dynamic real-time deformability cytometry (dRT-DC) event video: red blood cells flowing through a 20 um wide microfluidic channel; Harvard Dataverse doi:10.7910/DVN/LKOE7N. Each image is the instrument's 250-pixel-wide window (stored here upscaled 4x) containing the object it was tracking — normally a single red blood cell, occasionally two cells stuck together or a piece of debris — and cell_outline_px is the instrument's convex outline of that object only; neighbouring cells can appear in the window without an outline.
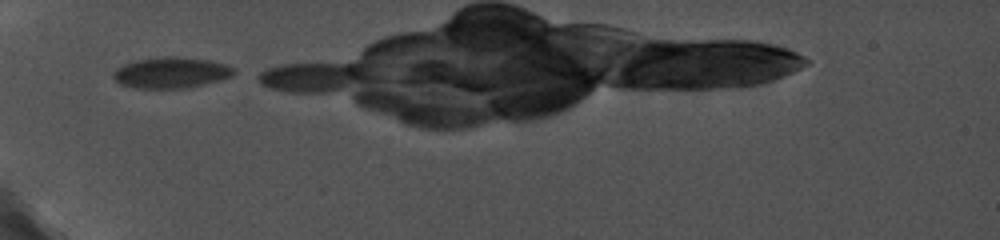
{"species": "common noctule bat (a hibernating species)", "species_latin": "Nyctalus noctula", "temperature_condition": "cold", "stored_images_in_passage": 3, "camera_frame_rate_fps": 5000, "um_per_image_px": 0.085, "animal": {"sex": "female", "body_mass_g": 19.0, "forearm_length_mm": 56.7}, "frame": {"image": 1, "passage_image": 1, "time_ms": 0.0, "image_size_px": [1000, 240], "cell_outline_px": [[236, 72], [232, 76], [220, 80], [204, 84], [184, 88], [136, 88], [120, 84], [112, 76], [112, 72], [116, 68], [132, 60], [164, 56], [172, 56], [208, 60], [228, 64], [236, 68]], "centroid_in_image_um": [14.55, 6.16], "position_along_channel_um": 70.5, "area_um2": 21.96}}